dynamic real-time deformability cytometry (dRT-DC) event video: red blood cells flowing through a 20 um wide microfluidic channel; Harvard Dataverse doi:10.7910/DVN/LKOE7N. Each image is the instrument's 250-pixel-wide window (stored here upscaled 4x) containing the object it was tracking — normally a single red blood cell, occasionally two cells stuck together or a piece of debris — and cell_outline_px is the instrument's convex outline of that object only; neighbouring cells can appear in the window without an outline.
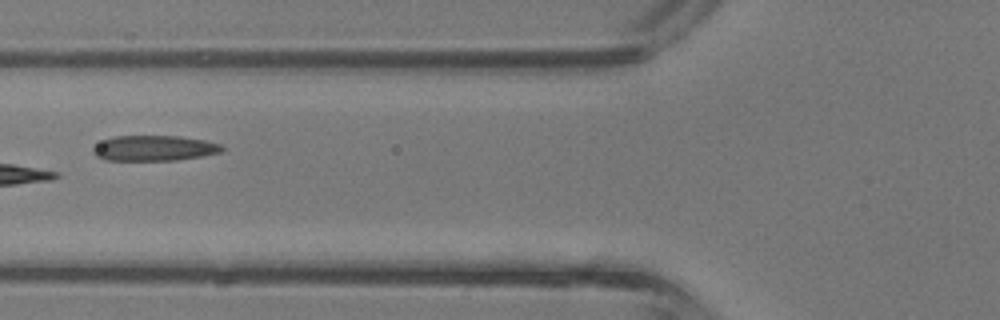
{"species": "common noctule bat (a hibernating species)", "species_latin": "Nyctalus noctula", "temperature_condition": "room temperature", "stored_images_in_passage": 4, "camera_frame_rate_fps": 3000, "um_per_image_px": 0.085, "animal": {"sex": "male", "body_mass_g": 13.3}, "frame": {"image": 1, "passage_image": 4, "time_ms": 1.0, "image_size_px": [1000, 320], "cell_outline_px": [[224, 148], [220, 152], [200, 156], [176, 160], [108, 160], [96, 156], [92, 152], [92, 148], [96, 144], [104, 140], [116, 136], [180, 136], [204, 140], [220, 144]], "centroid_in_image_um": [13.08, 12.59], "position_along_channel_um": 112.7, "area_um2": 18.9}}